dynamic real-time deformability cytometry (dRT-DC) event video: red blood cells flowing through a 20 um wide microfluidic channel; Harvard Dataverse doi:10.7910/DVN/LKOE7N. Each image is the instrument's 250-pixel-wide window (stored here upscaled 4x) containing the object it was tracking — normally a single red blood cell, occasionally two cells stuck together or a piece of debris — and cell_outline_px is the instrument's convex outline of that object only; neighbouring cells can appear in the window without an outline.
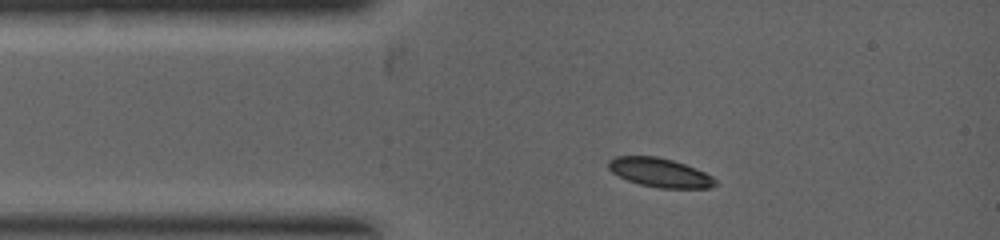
{"species": "common noctule bat (a hibernating species)", "species_latin": "Nyctalus noctula", "temperature_condition": "warm", "stored_images_in_passage": 7, "camera_frame_rate_fps": 5000, "um_per_image_px": 0.085, "animal": {"sex": "female", "body_mass_g": 19.0, "forearm_length_mm": 53.3}, "frame": {"image": 1, "passage_image": 1, "time_ms": 0.0, "image_size_px": [1000, 240], "cell_outline_px": [[716, 184], [708, 188], [660, 188], [640, 184], [628, 180], [612, 172], [608, 168], [608, 160], [616, 156], [656, 156], [672, 160], [684, 164], [704, 172], [712, 176], [716, 180]], "centroid_in_image_um": [56.07, 14.66], "position_along_channel_um": 28.9, "area_um2": 17.86}}
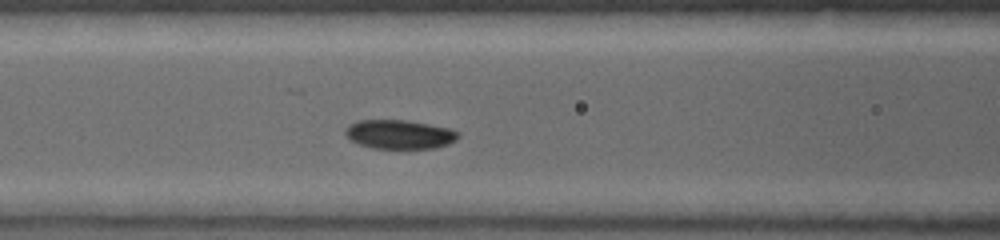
{"frame": {"image": 2, "passage_image": 4, "time_ms": 1.8, "image_size_px": [1000, 240], "cell_outline_px": [[460, 136], [456, 140], [448, 144], [432, 148], [372, 148], [360, 144], [352, 140], [344, 132], [344, 128], [348, 124], [356, 120], [408, 120], [452, 128], [460, 132]], "centroid_in_image_um": [33.98, 11.4], "position_along_channel_um": 132.6, "area_um2": 19.25}}
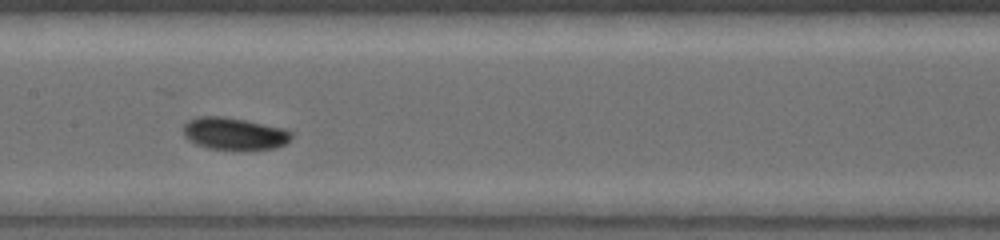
{"frame": {"image": 3, "passage_image": 6, "time_ms": 2.6, "image_size_px": [1000, 240], "cell_outline_px": [[292, 136], [284, 144], [276, 148], [208, 148], [196, 144], [188, 140], [184, 136], [184, 124], [188, 120], [196, 116], [220, 116], [244, 120], [284, 128], [292, 132]], "centroid_in_image_um": [19.87, 11.33], "position_along_channel_um": 187.5, "area_um2": 19.83}}